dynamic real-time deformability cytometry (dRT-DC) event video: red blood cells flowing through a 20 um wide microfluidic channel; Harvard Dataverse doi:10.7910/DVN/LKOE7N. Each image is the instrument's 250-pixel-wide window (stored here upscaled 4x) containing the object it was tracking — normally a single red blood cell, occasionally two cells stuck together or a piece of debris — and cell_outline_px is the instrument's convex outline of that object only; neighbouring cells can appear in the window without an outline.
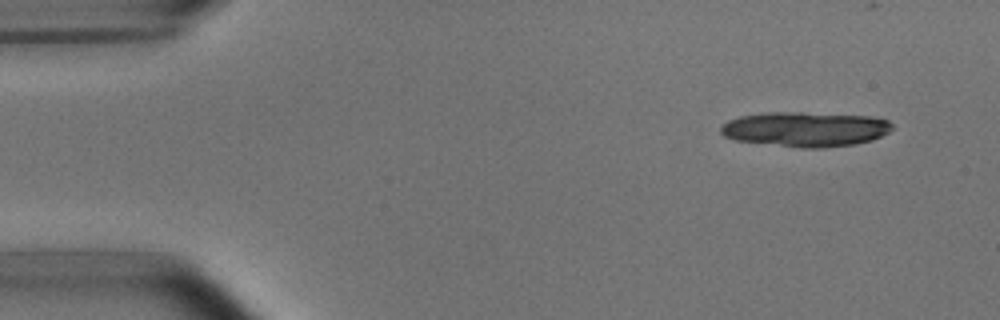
{"species": "common noctule bat (a hibernating species)", "species_latin": "Nyctalus noctula", "temperature_condition": "room temperature", "stored_images_in_passage": 5, "camera_frame_rate_fps": 3000, "um_per_image_px": 0.085, "animal": {"sex": "male", "body_mass_g": 15.6}, "frame": {"image": 1, "passage_image": 1, "time_ms": 0.0, "image_size_px": [1000, 320], "cell_outline_px": [[892, 128], [888, 132], [872, 140], [852, 144], [824, 148], [800, 148], [736, 140], [724, 136], [720, 132], [720, 124], [728, 120], [740, 116], [764, 112], [804, 112], [868, 116], [888, 120], [892, 124]], "centroid_in_image_um": [68.41, 10.97], "position_along_channel_um": 16.6, "area_um2": 34.91}}